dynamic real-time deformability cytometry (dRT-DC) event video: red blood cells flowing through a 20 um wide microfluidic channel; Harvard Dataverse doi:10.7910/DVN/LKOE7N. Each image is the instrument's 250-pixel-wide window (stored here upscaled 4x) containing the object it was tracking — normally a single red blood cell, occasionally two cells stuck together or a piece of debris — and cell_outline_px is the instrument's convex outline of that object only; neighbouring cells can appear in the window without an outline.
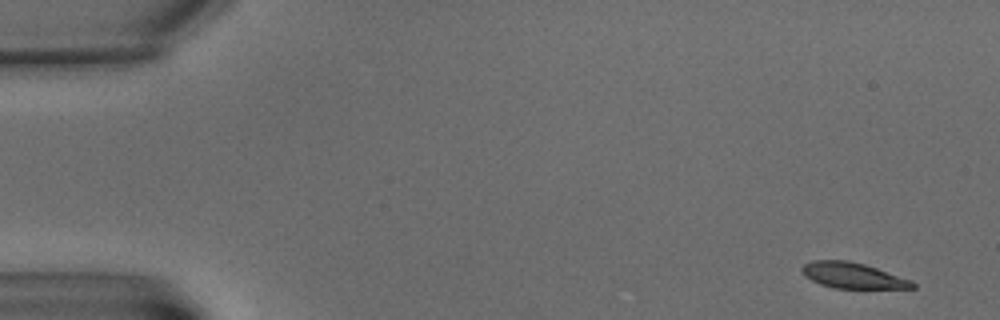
{"species": "common noctule bat (a hibernating species)", "species_latin": "Nyctalus noctula", "temperature_condition": "warm", "stored_images_in_passage": 4, "camera_frame_rate_fps": 3000, "um_per_image_px": 0.085, "animal": {"sex": "male", "body_mass_g": 15.6}, "frame": {"image": 1, "passage_image": 1, "time_ms": 0.0, "image_size_px": [1000, 320], "cell_outline_px": [[916, 288], [836, 288], [820, 284], [804, 276], [800, 268], [804, 264], [812, 260], [848, 260], [864, 264], [912, 280], [916, 284]], "centroid_in_image_um": [72.47, 23.41], "position_along_channel_um": 12.5, "area_um2": 16.53}}
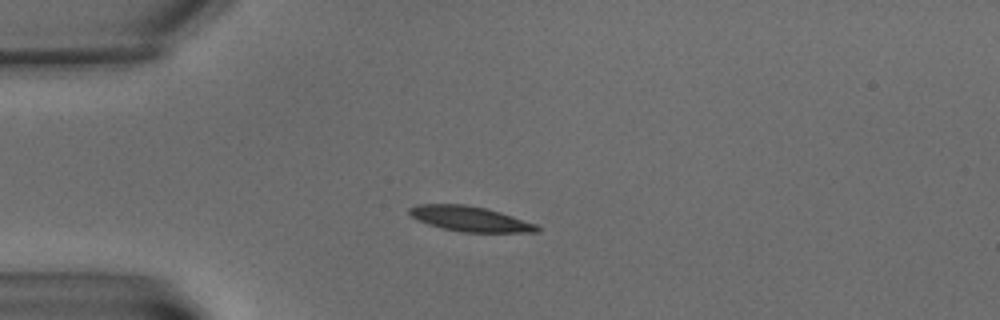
{"frame": {"image": 2, "passage_image": 4, "time_ms": 5.0, "image_size_px": [1000, 320], "cell_outline_px": [[540, 232], [460, 232], [440, 228], [416, 220], [408, 212], [408, 208], [416, 204], [464, 204], [484, 208], [500, 212], [536, 224], [540, 228]], "centroid_in_image_um": [39.9, 18.6], "position_along_channel_um": 45.1, "area_um2": 18.73}}